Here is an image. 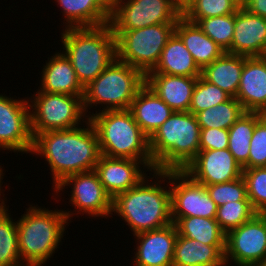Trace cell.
Segmentation results:
<instances>
[{
    "label": "cell",
    "mask_w": 266,
    "mask_h": 266,
    "mask_svg": "<svg viewBox=\"0 0 266 266\" xmlns=\"http://www.w3.org/2000/svg\"><path fill=\"white\" fill-rule=\"evenodd\" d=\"M244 8L252 14L266 18V0H247Z\"/></svg>",
    "instance_id": "ab89813d"
},
{
    "label": "cell",
    "mask_w": 266,
    "mask_h": 266,
    "mask_svg": "<svg viewBox=\"0 0 266 266\" xmlns=\"http://www.w3.org/2000/svg\"><path fill=\"white\" fill-rule=\"evenodd\" d=\"M198 77L147 73L145 84L174 112H189Z\"/></svg>",
    "instance_id": "ffe728a7"
},
{
    "label": "cell",
    "mask_w": 266,
    "mask_h": 266,
    "mask_svg": "<svg viewBox=\"0 0 266 266\" xmlns=\"http://www.w3.org/2000/svg\"><path fill=\"white\" fill-rule=\"evenodd\" d=\"M183 171L204 186L229 182L243 175L242 166L229 149L199 151Z\"/></svg>",
    "instance_id": "9a60e30c"
},
{
    "label": "cell",
    "mask_w": 266,
    "mask_h": 266,
    "mask_svg": "<svg viewBox=\"0 0 266 266\" xmlns=\"http://www.w3.org/2000/svg\"><path fill=\"white\" fill-rule=\"evenodd\" d=\"M255 266H266V258Z\"/></svg>",
    "instance_id": "f6af8a7d"
},
{
    "label": "cell",
    "mask_w": 266,
    "mask_h": 266,
    "mask_svg": "<svg viewBox=\"0 0 266 266\" xmlns=\"http://www.w3.org/2000/svg\"><path fill=\"white\" fill-rule=\"evenodd\" d=\"M148 73L199 77L201 75V69L195 63L181 38L174 32L162 50L159 62Z\"/></svg>",
    "instance_id": "484cf974"
},
{
    "label": "cell",
    "mask_w": 266,
    "mask_h": 266,
    "mask_svg": "<svg viewBox=\"0 0 266 266\" xmlns=\"http://www.w3.org/2000/svg\"><path fill=\"white\" fill-rule=\"evenodd\" d=\"M196 0H180L177 3L178 9L183 14Z\"/></svg>",
    "instance_id": "60d3db41"
},
{
    "label": "cell",
    "mask_w": 266,
    "mask_h": 266,
    "mask_svg": "<svg viewBox=\"0 0 266 266\" xmlns=\"http://www.w3.org/2000/svg\"><path fill=\"white\" fill-rule=\"evenodd\" d=\"M62 52L72 63L78 81L86 87L116 58V40L110 24L64 28Z\"/></svg>",
    "instance_id": "3957f363"
},
{
    "label": "cell",
    "mask_w": 266,
    "mask_h": 266,
    "mask_svg": "<svg viewBox=\"0 0 266 266\" xmlns=\"http://www.w3.org/2000/svg\"><path fill=\"white\" fill-rule=\"evenodd\" d=\"M224 258L226 266H255L266 258V213L226 233Z\"/></svg>",
    "instance_id": "4fadbf2b"
},
{
    "label": "cell",
    "mask_w": 266,
    "mask_h": 266,
    "mask_svg": "<svg viewBox=\"0 0 266 266\" xmlns=\"http://www.w3.org/2000/svg\"><path fill=\"white\" fill-rule=\"evenodd\" d=\"M260 167H266V114L255 125L248 158V169Z\"/></svg>",
    "instance_id": "74e56055"
},
{
    "label": "cell",
    "mask_w": 266,
    "mask_h": 266,
    "mask_svg": "<svg viewBox=\"0 0 266 266\" xmlns=\"http://www.w3.org/2000/svg\"><path fill=\"white\" fill-rule=\"evenodd\" d=\"M99 110L92 115L89 111L87 117L97 132L101 155L139 160L151 172L154 171L149 138L135 122L132 113L129 110Z\"/></svg>",
    "instance_id": "8992f818"
},
{
    "label": "cell",
    "mask_w": 266,
    "mask_h": 266,
    "mask_svg": "<svg viewBox=\"0 0 266 266\" xmlns=\"http://www.w3.org/2000/svg\"><path fill=\"white\" fill-rule=\"evenodd\" d=\"M38 91L84 96V87L78 81L72 63L63 52H56L43 66Z\"/></svg>",
    "instance_id": "44dd1931"
},
{
    "label": "cell",
    "mask_w": 266,
    "mask_h": 266,
    "mask_svg": "<svg viewBox=\"0 0 266 266\" xmlns=\"http://www.w3.org/2000/svg\"><path fill=\"white\" fill-rule=\"evenodd\" d=\"M257 212L253 209L250 201L227 202L217 207L215 220L225 232L241 226L250 220Z\"/></svg>",
    "instance_id": "836d02e7"
},
{
    "label": "cell",
    "mask_w": 266,
    "mask_h": 266,
    "mask_svg": "<svg viewBox=\"0 0 266 266\" xmlns=\"http://www.w3.org/2000/svg\"><path fill=\"white\" fill-rule=\"evenodd\" d=\"M36 94V95H34ZM29 99L33 138L43 132L80 127L87 117L83 97L37 91ZM82 119V123H81Z\"/></svg>",
    "instance_id": "9c48e42d"
},
{
    "label": "cell",
    "mask_w": 266,
    "mask_h": 266,
    "mask_svg": "<svg viewBox=\"0 0 266 266\" xmlns=\"http://www.w3.org/2000/svg\"><path fill=\"white\" fill-rule=\"evenodd\" d=\"M182 16L173 0H116L110 10L112 30H136L162 23H176Z\"/></svg>",
    "instance_id": "30bf717a"
},
{
    "label": "cell",
    "mask_w": 266,
    "mask_h": 266,
    "mask_svg": "<svg viewBox=\"0 0 266 266\" xmlns=\"http://www.w3.org/2000/svg\"><path fill=\"white\" fill-rule=\"evenodd\" d=\"M177 229L174 223L134 235V266H172Z\"/></svg>",
    "instance_id": "e0dca14e"
},
{
    "label": "cell",
    "mask_w": 266,
    "mask_h": 266,
    "mask_svg": "<svg viewBox=\"0 0 266 266\" xmlns=\"http://www.w3.org/2000/svg\"><path fill=\"white\" fill-rule=\"evenodd\" d=\"M180 236L195 239L207 245H225L226 233L215 219L198 216L183 217L175 223Z\"/></svg>",
    "instance_id": "f1b7e54d"
},
{
    "label": "cell",
    "mask_w": 266,
    "mask_h": 266,
    "mask_svg": "<svg viewBox=\"0 0 266 266\" xmlns=\"http://www.w3.org/2000/svg\"><path fill=\"white\" fill-rule=\"evenodd\" d=\"M3 172H4V170L2 169V166H0V197H1V193H2V191H3V189H1V188H2L1 186H2V184H3V183H2V182H3L2 180H3V178H4V177H3V175H4ZM1 190H2V191H1Z\"/></svg>",
    "instance_id": "ee69618b"
},
{
    "label": "cell",
    "mask_w": 266,
    "mask_h": 266,
    "mask_svg": "<svg viewBox=\"0 0 266 266\" xmlns=\"http://www.w3.org/2000/svg\"><path fill=\"white\" fill-rule=\"evenodd\" d=\"M228 130L207 128L200 131V151L228 149Z\"/></svg>",
    "instance_id": "f35d334b"
},
{
    "label": "cell",
    "mask_w": 266,
    "mask_h": 266,
    "mask_svg": "<svg viewBox=\"0 0 266 266\" xmlns=\"http://www.w3.org/2000/svg\"><path fill=\"white\" fill-rule=\"evenodd\" d=\"M225 245H207L177 235L172 266H226Z\"/></svg>",
    "instance_id": "cb8c5ba5"
},
{
    "label": "cell",
    "mask_w": 266,
    "mask_h": 266,
    "mask_svg": "<svg viewBox=\"0 0 266 266\" xmlns=\"http://www.w3.org/2000/svg\"><path fill=\"white\" fill-rule=\"evenodd\" d=\"M264 115L260 112H245L228 129V149L243 169H248L250 142L255 125Z\"/></svg>",
    "instance_id": "83f0119b"
},
{
    "label": "cell",
    "mask_w": 266,
    "mask_h": 266,
    "mask_svg": "<svg viewBox=\"0 0 266 266\" xmlns=\"http://www.w3.org/2000/svg\"><path fill=\"white\" fill-rule=\"evenodd\" d=\"M128 110L148 138L174 113L146 84L139 89Z\"/></svg>",
    "instance_id": "7402d4cb"
},
{
    "label": "cell",
    "mask_w": 266,
    "mask_h": 266,
    "mask_svg": "<svg viewBox=\"0 0 266 266\" xmlns=\"http://www.w3.org/2000/svg\"><path fill=\"white\" fill-rule=\"evenodd\" d=\"M94 171L112 199L117 194L137 186L146 178V171L152 174L151 169L142 161L103 155L100 156Z\"/></svg>",
    "instance_id": "2e32d148"
},
{
    "label": "cell",
    "mask_w": 266,
    "mask_h": 266,
    "mask_svg": "<svg viewBox=\"0 0 266 266\" xmlns=\"http://www.w3.org/2000/svg\"><path fill=\"white\" fill-rule=\"evenodd\" d=\"M176 4L180 1V0H173Z\"/></svg>",
    "instance_id": "bcb514c9"
},
{
    "label": "cell",
    "mask_w": 266,
    "mask_h": 266,
    "mask_svg": "<svg viewBox=\"0 0 266 266\" xmlns=\"http://www.w3.org/2000/svg\"><path fill=\"white\" fill-rule=\"evenodd\" d=\"M247 196L257 213H266V167L243 169Z\"/></svg>",
    "instance_id": "e575fe53"
},
{
    "label": "cell",
    "mask_w": 266,
    "mask_h": 266,
    "mask_svg": "<svg viewBox=\"0 0 266 266\" xmlns=\"http://www.w3.org/2000/svg\"><path fill=\"white\" fill-rule=\"evenodd\" d=\"M231 54L261 57L266 54V18L250 13L245 8L235 12Z\"/></svg>",
    "instance_id": "ac0fdd59"
},
{
    "label": "cell",
    "mask_w": 266,
    "mask_h": 266,
    "mask_svg": "<svg viewBox=\"0 0 266 266\" xmlns=\"http://www.w3.org/2000/svg\"><path fill=\"white\" fill-rule=\"evenodd\" d=\"M71 186V196L69 203L75 207L74 211H63L66 217L69 219L78 213L90 215L96 217H112V198L105 191L101 184L97 173L93 171L75 173L67 176L58 186L54 189V192L58 195L67 186Z\"/></svg>",
    "instance_id": "7c38bea8"
},
{
    "label": "cell",
    "mask_w": 266,
    "mask_h": 266,
    "mask_svg": "<svg viewBox=\"0 0 266 266\" xmlns=\"http://www.w3.org/2000/svg\"><path fill=\"white\" fill-rule=\"evenodd\" d=\"M238 8H244L247 0H231Z\"/></svg>",
    "instance_id": "b9f144b4"
},
{
    "label": "cell",
    "mask_w": 266,
    "mask_h": 266,
    "mask_svg": "<svg viewBox=\"0 0 266 266\" xmlns=\"http://www.w3.org/2000/svg\"><path fill=\"white\" fill-rule=\"evenodd\" d=\"M175 25L162 23L136 30H112L116 58L146 75L159 62L162 50L175 32Z\"/></svg>",
    "instance_id": "ba28073f"
},
{
    "label": "cell",
    "mask_w": 266,
    "mask_h": 266,
    "mask_svg": "<svg viewBox=\"0 0 266 266\" xmlns=\"http://www.w3.org/2000/svg\"><path fill=\"white\" fill-rule=\"evenodd\" d=\"M101 1L111 10L116 0H101Z\"/></svg>",
    "instance_id": "7bdbcfd3"
},
{
    "label": "cell",
    "mask_w": 266,
    "mask_h": 266,
    "mask_svg": "<svg viewBox=\"0 0 266 266\" xmlns=\"http://www.w3.org/2000/svg\"><path fill=\"white\" fill-rule=\"evenodd\" d=\"M200 131L196 115L174 112L149 138L155 170H184L200 151Z\"/></svg>",
    "instance_id": "277c9868"
},
{
    "label": "cell",
    "mask_w": 266,
    "mask_h": 266,
    "mask_svg": "<svg viewBox=\"0 0 266 266\" xmlns=\"http://www.w3.org/2000/svg\"><path fill=\"white\" fill-rule=\"evenodd\" d=\"M144 84L145 75L139 69L115 58L95 80L84 87L83 107L86 115L98 105L103 107L100 111L128 110Z\"/></svg>",
    "instance_id": "52a82bcc"
},
{
    "label": "cell",
    "mask_w": 266,
    "mask_h": 266,
    "mask_svg": "<svg viewBox=\"0 0 266 266\" xmlns=\"http://www.w3.org/2000/svg\"><path fill=\"white\" fill-rule=\"evenodd\" d=\"M238 7L231 0H196L183 14L186 19L231 15Z\"/></svg>",
    "instance_id": "8d00e7d4"
},
{
    "label": "cell",
    "mask_w": 266,
    "mask_h": 266,
    "mask_svg": "<svg viewBox=\"0 0 266 266\" xmlns=\"http://www.w3.org/2000/svg\"><path fill=\"white\" fill-rule=\"evenodd\" d=\"M205 188L217 207L227 202L250 201L243 176L229 182L205 185Z\"/></svg>",
    "instance_id": "d590c367"
},
{
    "label": "cell",
    "mask_w": 266,
    "mask_h": 266,
    "mask_svg": "<svg viewBox=\"0 0 266 266\" xmlns=\"http://www.w3.org/2000/svg\"><path fill=\"white\" fill-rule=\"evenodd\" d=\"M175 33L181 38L201 70L225 53L196 23L188 21L184 16L177 20Z\"/></svg>",
    "instance_id": "603a6c76"
},
{
    "label": "cell",
    "mask_w": 266,
    "mask_h": 266,
    "mask_svg": "<svg viewBox=\"0 0 266 266\" xmlns=\"http://www.w3.org/2000/svg\"><path fill=\"white\" fill-rule=\"evenodd\" d=\"M245 112L242 104L236 98L231 97L216 107L198 112L196 118L201 129L228 130Z\"/></svg>",
    "instance_id": "4dcf8cb0"
},
{
    "label": "cell",
    "mask_w": 266,
    "mask_h": 266,
    "mask_svg": "<svg viewBox=\"0 0 266 266\" xmlns=\"http://www.w3.org/2000/svg\"><path fill=\"white\" fill-rule=\"evenodd\" d=\"M246 56L225 52L220 58L206 65L201 76L231 97L236 98Z\"/></svg>",
    "instance_id": "4316f807"
},
{
    "label": "cell",
    "mask_w": 266,
    "mask_h": 266,
    "mask_svg": "<svg viewBox=\"0 0 266 266\" xmlns=\"http://www.w3.org/2000/svg\"><path fill=\"white\" fill-rule=\"evenodd\" d=\"M152 173L156 181L146 175L137 186L117 194L112 200V213L127 223L133 235L173 223L170 186H161L166 181V171Z\"/></svg>",
    "instance_id": "7a4b0ae2"
},
{
    "label": "cell",
    "mask_w": 266,
    "mask_h": 266,
    "mask_svg": "<svg viewBox=\"0 0 266 266\" xmlns=\"http://www.w3.org/2000/svg\"><path fill=\"white\" fill-rule=\"evenodd\" d=\"M68 221L63 210L30 205L16 221L21 261L26 266H44L59 249Z\"/></svg>",
    "instance_id": "5b68a950"
},
{
    "label": "cell",
    "mask_w": 266,
    "mask_h": 266,
    "mask_svg": "<svg viewBox=\"0 0 266 266\" xmlns=\"http://www.w3.org/2000/svg\"><path fill=\"white\" fill-rule=\"evenodd\" d=\"M166 182L170 185L171 218L174 224L183 217L216 218L217 205L203 184L193 180L183 170L166 171Z\"/></svg>",
    "instance_id": "8fae6325"
},
{
    "label": "cell",
    "mask_w": 266,
    "mask_h": 266,
    "mask_svg": "<svg viewBox=\"0 0 266 266\" xmlns=\"http://www.w3.org/2000/svg\"><path fill=\"white\" fill-rule=\"evenodd\" d=\"M5 201L0 198V266H26L19 255L17 223Z\"/></svg>",
    "instance_id": "f546056e"
},
{
    "label": "cell",
    "mask_w": 266,
    "mask_h": 266,
    "mask_svg": "<svg viewBox=\"0 0 266 266\" xmlns=\"http://www.w3.org/2000/svg\"><path fill=\"white\" fill-rule=\"evenodd\" d=\"M18 99L0 94V150L30 154L33 136L29 102Z\"/></svg>",
    "instance_id": "5bb4252c"
},
{
    "label": "cell",
    "mask_w": 266,
    "mask_h": 266,
    "mask_svg": "<svg viewBox=\"0 0 266 266\" xmlns=\"http://www.w3.org/2000/svg\"><path fill=\"white\" fill-rule=\"evenodd\" d=\"M231 98L229 94L206 81L201 75L198 77L192 93L189 112L196 115L198 112L216 107Z\"/></svg>",
    "instance_id": "d6a6232c"
},
{
    "label": "cell",
    "mask_w": 266,
    "mask_h": 266,
    "mask_svg": "<svg viewBox=\"0 0 266 266\" xmlns=\"http://www.w3.org/2000/svg\"><path fill=\"white\" fill-rule=\"evenodd\" d=\"M198 27L225 52L231 54V43L234 33L235 13L204 19H187Z\"/></svg>",
    "instance_id": "1f68e13d"
},
{
    "label": "cell",
    "mask_w": 266,
    "mask_h": 266,
    "mask_svg": "<svg viewBox=\"0 0 266 266\" xmlns=\"http://www.w3.org/2000/svg\"><path fill=\"white\" fill-rule=\"evenodd\" d=\"M56 1L65 16V28L98 27L110 21V9L101 0Z\"/></svg>",
    "instance_id": "d4e9b609"
},
{
    "label": "cell",
    "mask_w": 266,
    "mask_h": 266,
    "mask_svg": "<svg viewBox=\"0 0 266 266\" xmlns=\"http://www.w3.org/2000/svg\"><path fill=\"white\" fill-rule=\"evenodd\" d=\"M236 99L246 112L266 114V57L244 60Z\"/></svg>",
    "instance_id": "d6986e66"
},
{
    "label": "cell",
    "mask_w": 266,
    "mask_h": 266,
    "mask_svg": "<svg viewBox=\"0 0 266 266\" xmlns=\"http://www.w3.org/2000/svg\"><path fill=\"white\" fill-rule=\"evenodd\" d=\"M87 126L47 131L33 138L32 154L45 158L53 179V190L67 176L93 171L101 156L97 132ZM86 127V128H85Z\"/></svg>",
    "instance_id": "6da1fadb"
}]
</instances>
